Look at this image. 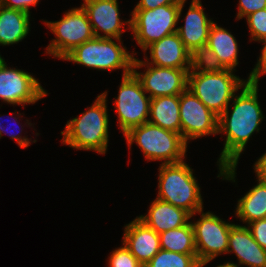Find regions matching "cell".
I'll use <instances>...</instances> for the list:
<instances>
[{
    "label": "cell",
    "instance_id": "1",
    "mask_svg": "<svg viewBox=\"0 0 266 267\" xmlns=\"http://www.w3.org/2000/svg\"><path fill=\"white\" fill-rule=\"evenodd\" d=\"M258 84L246 82L239 95L232 99L229 106L218 117V134L226 135L225 143L217 161L218 178L235 182L236 168L242 151L254 132H259L265 119L258 101Z\"/></svg>",
    "mask_w": 266,
    "mask_h": 267
},
{
    "label": "cell",
    "instance_id": "2",
    "mask_svg": "<svg viewBox=\"0 0 266 267\" xmlns=\"http://www.w3.org/2000/svg\"><path fill=\"white\" fill-rule=\"evenodd\" d=\"M104 91L80 116L67 121L62 143L76 150L106 154L109 142L107 95Z\"/></svg>",
    "mask_w": 266,
    "mask_h": 267
},
{
    "label": "cell",
    "instance_id": "3",
    "mask_svg": "<svg viewBox=\"0 0 266 267\" xmlns=\"http://www.w3.org/2000/svg\"><path fill=\"white\" fill-rule=\"evenodd\" d=\"M191 168L184 160L178 163H161L156 198L186 210L193 217L203 210L204 202Z\"/></svg>",
    "mask_w": 266,
    "mask_h": 267
},
{
    "label": "cell",
    "instance_id": "4",
    "mask_svg": "<svg viewBox=\"0 0 266 267\" xmlns=\"http://www.w3.org/2000/svg\"><path fill=\"white\" fill-rule=\"evenodd\" d=\"M124 137L129 149L135 142L148 161L163 160L169 164L185 159L188 144L180 133L147 122L131 128Z\"/></svg>",
    "mask_w": 266,
    "mask_h": 267
},
{
    "label": "cell",
    "instance_id": "5",
    "mask_svg": "<svg viewBox=\"0 0 266 267\" xmlns=\"http://www.w3.org/2000/svg\"><path fill=\"white\" fill-rule=\"evenodd\" d=\"M117 42L113 38L94 37L74 48L62 60L101 71L123 69L122 76H125L133 71L135 54L127 51L121 39Z\"/></svg>",
    "mask_w": 266,
    "mask_h": 267
},
{
    "label": "cell",
    "instance_id": "6",
    "mask_svg": "<svg viewBox=\"0 0 266 267\" xmlns=\"http://www.w3.org/2000/svg\"><path fill=\"white\" fill-rule=\"evenodd\" d=\"M233 72L230 69L222 72L189 71L187 89L219 117L247 82Z\"/></svg>",
    "mask_w": 266,
    "mask_h": 267
},
{
    "label": "cell",
    "instance_id": "7",
    "mask_svg": "<svg viewBox=\"0 0 266 267\" xmlns=\"http://www.w3.org/2000/svg\"><path fill=\"white\" fill-rule=\"evenodd\" d=\"M185 1L168 4L155 9H133L130 30L142 51L151 43L177 32V24L183 12Z\"/></svg>",
    "mask_w": 266,
    "mask_h": 267
},
{
    "label": "cell",
    "instance_id": "8",
    "mask_svg": "<svg viewBox=\"0 0 266 267\" xmlns=\"http://www.w3.org/2000/svg\"><path fill=\"white\" fill-rule=\"evenodd\" d=\"M55 35L45 54L63 59L74 48L95 37L87 13L82 7L69 9L59 21H43Z\"/></svg>",
    "mask_w": 266,
    "mask_h": 267
},
{
    "label": "cell",
    "instance_id": "9",
    "mask_svg": "<svg viewBox=\"0 0 266 267\" xmlns=\"http://www.w3.org/2000/svg\"><path fill=\"white\" fill-rule=\"evenodd\" d=\"M146 94L133 72L122 76L114 104L118 115V125L123 135L131 128L148 122L151 98Z\"/></svg>",
    "mask_w": 266,
    "mask_h": 267
},
{
    "label": "cell",
    "instance_id": "10",
    "mask_svg": "<svg viewBox=\"0 0 266 267\" xmlns=\"http://www.w3.org/2000/svg\"><path fill=\"white\" fill-rule=\"evenodd\" d=\"M200 218L191 222L197 259L200 267H204L207 263L215 259L221 254H227L229 230L234 223L223 221L213 212H205L200 210L197 212Z\"/></svg>",
    "mask_w": 266,
    "mask_h": 267
},
{
    "label": "cell",
    "instance_id": "11",
    "mask_svg": "<svg viewBox=\"0 0 266 267\" xmlns=\"http://www.w3.org/2000/svg\"><path fill=\"white\" fill-rule=\"evenodd\" d=\"M145 67V72L137 69ZM190 69H175L146 64L134 58L133 73L141 82L143 89L153 99L160 96L180 95L187 89L188 73Z\"/></svg>",
    "mask_w": 266,
    "mask_h": 267
},
{
    "label": "cell",
    "instance_id": "12",
    "mask_svg": "<svg viewBox=\"0 0 266 267\" xmlns=\"http://www.w3.org/2000/svg\"><path fill=\"white\" fill-rule=\"evenodd\" d=\"M179 114L180 134L187 144L190 140L218 134V116L188 89L179 95Z\"/></svg>",
    "mask_w": 266,
    "mask_h": 267
},
{
    "label": "cell",
    "instance_id": "13",
    "mask_svg": "<svg viewBox=\"0 0 266 267\" xmlns=\"http://www.w3.org/2000/svg\"><path fill=\"white\" fill-rule=\"evenodd\" d=\"M0 64V99L10 105L35 104L47 91L32 74Z\"/></svg>",
    "mask_w": 266,
    "mask_h": 267
},
{
    "label": "cell",
    "instance_id": "14",
    "mask_svg": "<svg viewBox=\"0 0 266 267\" xmlns=\"http://www.w3.org/2000/svg\"><path fill=\"white\" fill-rule=\"evenodd\" d=\"M118 0H84L81 7L88 15L95 37L121 39L130 19H120ZM123 27V28H122ZM103 32V35L100 33Z\"/></svg>",
    "mask_w": 266,
    "mask_h": 267
},
{
    "label": "cell",
    "instance_id": "15",
    "mask_svg": "<svg viewBox=\"0 0 266 267\" xmlns=\"http://www.w3.org/2000/svg\"><path fill=\"white\" fill-rule=\"evenodd\" d=\"M150 51V58L144 57L146 64L175 69H190V51L185 47L179 34L163 37L144 49Z\"/></svg>",
    "mask_w": 266,
    "mask_h": 267
},
{
    "label": "cell",
    "instance_id": "16",
    "mask_svg": "<svg viewBox=\"0 0 266 267\" xmlns=\"http://www.w3.org/2000/svg\"><path fill=\"white\" fill-rule=\"evenodd\" d=\"M122 244L143 266L161 249L159 234L147 226L138 216L124 226Z\"/></svg>",
    "mask_w": 266,
    "mask_h": 267
},
{
    "label": "cell",
    "instance_id": "17",
    "mask_svg": "<svg viewBox=\"0 0 266 267\" xmlns=\"http://www.w3.org/2000/svg\"><path fill=\"white\" fill-rule=\"evenodd\" d=\"M228 253H234L238 263L247 267H266V250L253 238L250 229L244 225L234 224L229 230Z\"/></svg>",
    "mask_w": 266,
    "mask_h": 267
},
{
    "label": "cell",
    "instance_id": "18",
    "mask_svg": "<svg viewBox=\"0 0 266 267\" xmlns=\"http://www.w3.org/2000/svg\"><path fill=\"white\" fill-rule=\"evenodd\" d=\"M201 0H192L183 26H179L177 33L185 47L191 52L196 46L207 43L209 30L214 23L212 19H208L204 12Z\"/></svg>",
    "mask_w": 266,
    "mask_h": 267
},
{
    "label": "cell",
    "instance_id": "19",
    "mask_svg": "<svg viewBox=\"0 0 266 267\" xmlns=\"http://www.w3.org/2000/svg\"><path fill=\"white\" fill-rule=\"evenodd\" d=\"M149 206L148 213L138 218L157 234L184 226L192 218L186 210L157 198Z\"/></svg>",
    "mask_w": 266,
    "mask_h": 267
},
{
    "label": "cell",
    "instance_id": "20",
    "mask_svg": "<svg viewBox=\"0 0 266 267\" xmlns=\"http://www.w3.org/2000/svg\"><path fill=\"white\" fill-rule=\"evenodd\" d=\"M30 17L24 11L0 6V46L21 42L30 31Z\"/></svg>",
    "mask_w": 266,
    "mask_h": 267
},
{
    "label": "cell",
    "instance_id": "21",
    "mask_svg": "<svg viewBox=\"0 0 266 267\" xmlns=\"http://www.w3.org/2000/svg\"><path fill=\"white\" fill-rule=\"evenodd\" d=\"M206 44L218 57L225 69L236 71L234 68L239 64V47L231 32L214 22L210 27Z\"/></svg>",
    "mask_w": 266,
    "mask_h": 267
},
{
    "label": "cell",
    "instance_id": "22",
    "mask_svg": "<svg viewBox=\"0 0 266 267\" xmlns=\"http://www.w3.org/2000/svg\"><path fill=\"white\" fill-rule=\"evenodd\" d=\"M148 122L163 129L180 133L179 95L151 99Z\"/></svg>",
    "mask_w": 266,
    "mask_h": 267
},
{
    "label": "cell",
    "instance_id": "23",
    "mask_svg": "<svg viewBox=\"0 0 266 267\" xmlns=\"http://www.w3.org/2000/svg\"><path fill=\"white\" fill-rule=\"evenodd\" d=\"M236 216L246 226L256 220L266 218V184L258 181L236 205Z\"/></svg>",
    "mask_w": 266,
    "mask_h": 267
},
{
    "label": "cell",
    "instance_id": "24",
    "mask_svg": "<svg viewBox=\"0 0 266 267\" xmlns=\"http://www.w3.org/2000/svg\"><path fill=\"white\" fill-rule=\"evenodd\" d=\"M163 250L182 254H197L194 231L191 222L176 229L159 234Z\"/></svg>",
    "mask_w": 266,
    "mask_h": 267
},
{
    "label": "cell",
    "instance_id": "25",
    "mask_svg": "<svg viewBox=\"0 0 266 267\" xmlns=\"http://www.w3.org/2000/svg\"><path fill=\"white\" fill-rule=\"evenodd\" d=\"M225 68L207 44L196 46L190 52V71L222 72Z\"/></svg>",
    "mask_w": 266,
    "mask_h": 267
},
{
    "label": "cell",
    "instance_id": "26",
    "mask_svg": "<svg viewBox=\"0 0 266 267\" xmlns=\"http://www.w3.org/2000/svg\"><path fill=\"white\" fill-rule=\"evenodd\" d=\"M144 267H200V262L197 254H182L160 249Z\"/></svg>",
    "mask_w": 266,
    "mask_h": 267
},
{
    "label": "cell",
    "instance_id": "27",
    "mask_svg": "<svg viewBox=\"0 0 266 267\" xmlns=\"http://www.w3.org/2000/svg\"><path fill=\"white\" fill-rule=\"evenodd\" d=\"M246 22L250 31V41H262L266 39V8L253 12L246 16Z\"/></svg>",
    "mask_w": 266,
    "mask_h": 267
},
{
    "label": "cell",
    "instance_id": "28",
    "mask_svg": "<svg viewBox=\"0 0 266 267\" xmlns=\"http://www.w3.org/2000/svg\"><path fill=\"white\" fill-rule=\"evenodd\" d=\"M108 267H144L123 244L108 257Z\"/></svg>",
    "mask_w": 266,
    "mask_h": 267
},
{
    "label": "cell",
    "instance_id": "29",
    "mask_svg": "<svg viewBox=\"0 0 266 267\" xmlns=\"http://www.w3.org/2000/svg\"><path fill=\"white\" fill-rule=\"evenodd\" d=\"M266 8V0H239L236 20Z\"/></svg>",
    "mask_w": 266,
    "mask_h": 267
},
{
    "label": "cell",
    "instance_id": "30",
    "mask_svg": "<svg viewBox=\"0 0 266 267\" xmlns=\"http://www.w3.org/2000/svg\"><path fill=\"white\" fill-rule=\"evenodd\" d=\"M260 42H263V48H261L262 50L256 65L247 78L248 83L259 84L260 76L266 75V39Z\"/></svg>",
    "mask_w": 266,
    "mask_h": 267
},
{
    "label": "cell",
    "instance_id": "31",
    "mask_svg": "<svg viewBox=\"0 0 266 267\" xmlns=\"http://www.w3.org/2000/svg\"><path fill=\"white\" fill-rule=\"evenodd\" d=\"M255 241L266 250V218L253 221L247 225Z\"/></svg>",
    "mask_w": 266,
    "mask_h": 267
},
{
    "label": "cell",
    "instance_id": "32",
    "mask_svg": "<svg viewBox=\"0 0 266 267\" xmlns=\"http://www.w3.org/2000/svg\"><path fill=\"white\" fill-rule=\"evenodd\" d=\"M39 0H1V5L9 9H17L30 14V7L37 6Z\"/></svg>",
    "mask_w": 266,
    "mask_h": 267
},
{
    "label": "cell",
    "instance_id": "33",
    "mask_svg": "<svg viewBox=\"0 0 266 267\" xmlns=\"http://www.w3.org/2000/svg\"><path fill=\"white\" fill-rule=\"evenodd\" d=\"M182 1L185 0H140L134 9L150 10L162 5L180 4Z\"/></svg>",
    "mask_w": 266,
    "mask_h": 267
},
{
    "label": "cell",
    "instance_id": "34",
    "mask_svg": "<svg viewBox=\"0 0 266 267\" xmlns=\"http://www.w3.org/2000/svg\"><path fill=\"white\" fill-rule=\"evenodd\" d=\"M253 167L257 181L266 184V153L257 159Z\"/></svg>",
    "mask_w": 266,
    "mask_h": 267
},
{
    "label": "cell",
    "instance_id": "35",
    "mask_svg": "<svg viewBox=\"0 0 266 267\" xmlns=\"http://www.w3.org/2000/svg\"><path fill=\"white\" fill-rule=\"evenodd\" d=\"M2 118V116H0V119ZM15 119V122L17 121V119H18V117L16 118V117H14ZM2 121V120H1ZM1 121H0V138L2 137V133L3 132H6L5 131V128H4V126H2V124H1ZM17 124V123H16ZM8 132V131H7ZM8 134V133H7ZM10 134V135H9ZM9 136H10V138L12 139V140H15L16 142H17V144L19 145V147L20 148H27V147H29V145H31V143H32V140H31V138L29 139L28 137H26V136H21L20 135V132L18 133V134H13V133H11V132H9Z\"/></svg>",
    "mask_w": 266,
    "mask_h": 267
},
{
    "label": "cell",
    "instance_id": "36",
    "mask_svg": "<svg viewBox=\"0 0 266 267\" xmlns=\"http://www.w3.org/2000/svg\"><path fill=\"white\" fill-rule=\"evenodd\" d=\"M216 267H238V266H236L235 264L226 262V263H224V264H220V265H218V266H216Z\"/></svg>",
    "mask_w": 266,
    "mask_h": 267
},
{
    "label": "cell",
    "instance_id": "37",
    "mask_svg": "<svg viewBox=\"0 0 266 267\" xmlns=\"http://www.w3.org/2000/svg\"><path fill=\"white\" fill-rule=\"evenodd\" d=\"M5 59L1 57V54H0V64L4 61Z\"/></svg>",
    "mask_w": 266,
    "mask_h": 267
}]
</instances>
